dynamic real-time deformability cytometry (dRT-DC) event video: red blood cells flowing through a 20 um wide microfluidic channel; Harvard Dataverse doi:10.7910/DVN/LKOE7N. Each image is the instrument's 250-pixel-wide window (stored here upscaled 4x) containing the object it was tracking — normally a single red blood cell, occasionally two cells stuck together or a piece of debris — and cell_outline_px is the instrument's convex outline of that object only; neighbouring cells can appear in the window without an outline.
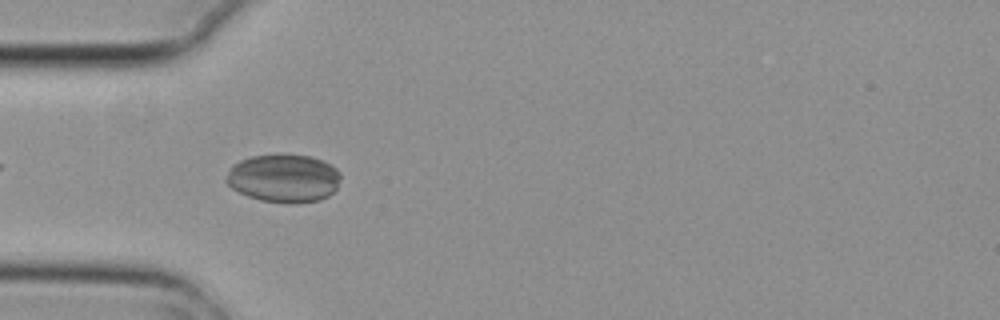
{"species": "common noctule bat (a hibernating species)", "species_latin": "Nyctalus noctula", "temperature_condition": "cold", "stored_images_in_passage": 7, "camera_frame_rate_fps": 3000, "um_per_image_px": 0.085, "animal": {"sex": "female", "body_mass_g": 29.2, "forearm_length_mm": 56.3}, "frame": {"image": 1, "passage_image": 5, "time_ms": 1.333, "image_size_px": [1000, 320], "cell_outline_px": [[340, 176], [336, 188], [328, 196], [320, 200], [296, 204], [292, 204], [260, 200], [248, 196], [232, 188], [224, 180], [232, 164], [240, 160], [252, 156], [276, 152], [312, 156], [336, 168], [340, 172]], "centroid_in_image_um": [24.09, 15.13], "position_along_channel_um": 60.9, "area_um2": 32.66}}
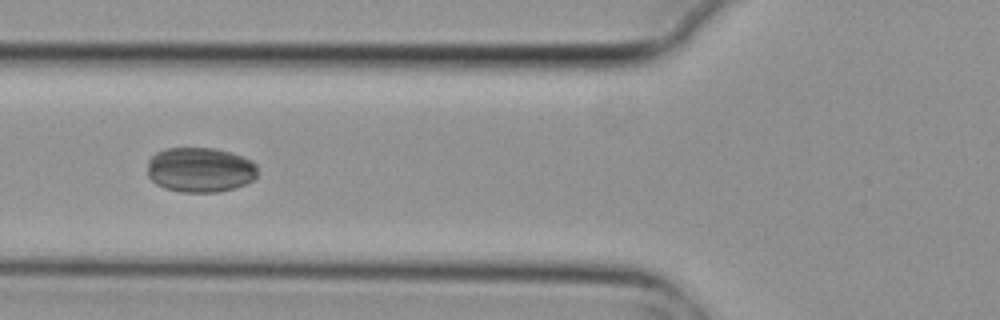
{"frame": {"image": 2, "passage_image": 6, "time_ms": 1.667, "image_size_px": [1000, 320], "cell_outline_px": [[256, 176], [252, 180], [244, 184], [232, 188], [216, 192], [180, 192], [164, 188], [156, 184], [148, 176], [148, 160], [156, 152], [164, 148], [212, 148], [232, 152], [252, 160], [256, 164]], "centroid_in_image_um": [16.99, 14.42], "position_along_channel_um": 108.8, "area_um2": 28.9}}
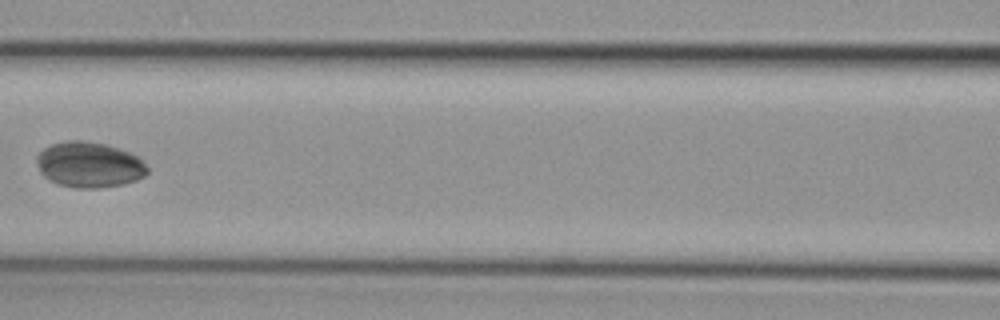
{"frame": {"image": 3, "passage_image": 7, "time_ms": 2.0, "image_size_px": [1000, 320], "cell_outline_px": [[148, 172], [144, 176], [136, 180], [124, 184], [96, 188], [76, 188], [60, 184], [48, 180], [40, 172], [36, 160], [36, 156], [44, 148], [52, 144], [68, 140], [80, 140], [108, 144], [120, 148], [140, 156], [148, 168]], "centroid_in_image_um": [7.61, 13.99], "position_along_channel_um": 159.0, "area_um2": 29.65}}